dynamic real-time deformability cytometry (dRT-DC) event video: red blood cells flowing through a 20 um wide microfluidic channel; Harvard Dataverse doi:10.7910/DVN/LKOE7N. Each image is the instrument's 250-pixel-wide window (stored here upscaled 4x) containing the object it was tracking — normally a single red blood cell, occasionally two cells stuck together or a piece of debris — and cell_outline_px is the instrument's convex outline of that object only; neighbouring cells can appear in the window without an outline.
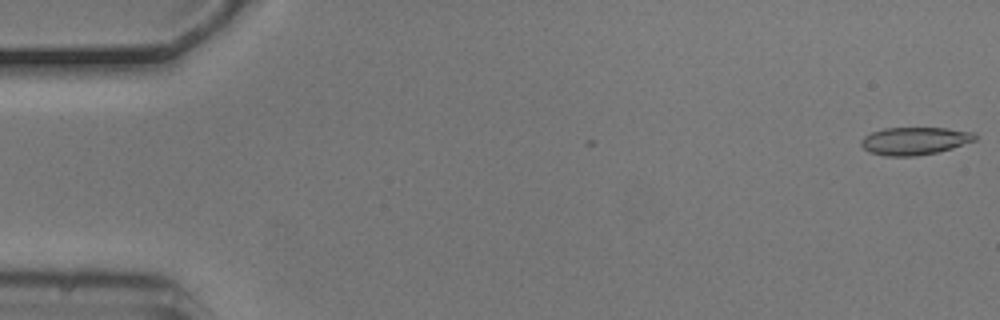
{"species": "common noctule bat (a hibernating species)", "species_latin": "Nyctalus noctula", "temperature_condition": "cold", "stored_images_in_passage": 6, "camera_frame_rate_fps": 3000, "um_per_image_px": 0.085, "animal": {"sex": "male", "body_mass_g": 20.5, "forearm_length_mm": 52.5}, "frame": {"image": 1, "passage_image": 1, "time_ms": 0.0, "image_size_px": [1000, 320], "cell_outline_px": [[976, 140], [952, 148], [936, 152], [916, 156], [884, 156], [872, 152], [864, 148], [860, 144], [860, 140], [864, 136], [872, 132], [884, 128], [948, 128], [976, 132]], "centroid_in_image_um": [77.76, 11.97], "position_along_channel_um": 7.2, "area_um2": 18.38}}
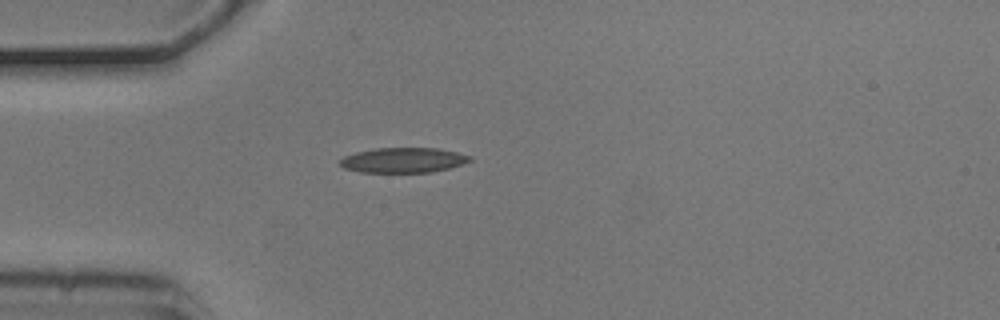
{"frame": {"image": 2, "passage_image": 5, "time_ms": 1.333, "image_size_px": [1000, 320], "cell_outline_px": [[472, 160], [448, 168], [432, 172], [360, 172], [344, 168], [340, 164], [340, 160], [344, 156], [356, 152], [376, 148], [436, 148], [456, 152], [472, 156]], "centroid_in_image_um": [34.26, 13.61], "position_along_channel_um": 50.7, "area_um2": 18.79}}